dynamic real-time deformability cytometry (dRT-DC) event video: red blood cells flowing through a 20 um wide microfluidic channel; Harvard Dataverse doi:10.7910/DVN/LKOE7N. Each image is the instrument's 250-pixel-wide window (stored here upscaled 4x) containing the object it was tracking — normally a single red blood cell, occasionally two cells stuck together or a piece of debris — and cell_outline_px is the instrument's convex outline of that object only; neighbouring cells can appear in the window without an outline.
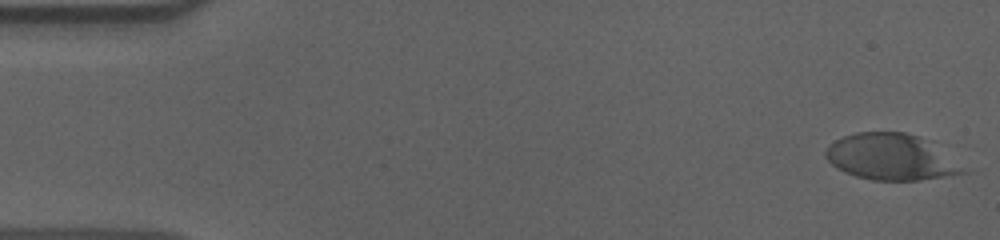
{"species": "human", "species_latin": "Homo sapiens", "temperature_condition": "cold", "stored_images_in_passage": 16, "camera_frame_rate_fps": 3000, "um_per_image_px": 0.085, "donor": {"sex": "male"}, "frame": {"image": 1, "passage_image": 1, "time_ms": 0.0, "image_size_px": [1000, 240], "cell_outline_px": [[968, 172], [920, 180], [872, 180], [856, 176], [844, 172], [832, 164], [824, 156], [824, 152], [836, 140], [844, 136], [856, 132], [904, 132], [920, 136], [928, 140]], "centroid_in_image_um": [75.69, 13.34], "position_along_channel_um": 9.3, "area_um2": 36.36}}